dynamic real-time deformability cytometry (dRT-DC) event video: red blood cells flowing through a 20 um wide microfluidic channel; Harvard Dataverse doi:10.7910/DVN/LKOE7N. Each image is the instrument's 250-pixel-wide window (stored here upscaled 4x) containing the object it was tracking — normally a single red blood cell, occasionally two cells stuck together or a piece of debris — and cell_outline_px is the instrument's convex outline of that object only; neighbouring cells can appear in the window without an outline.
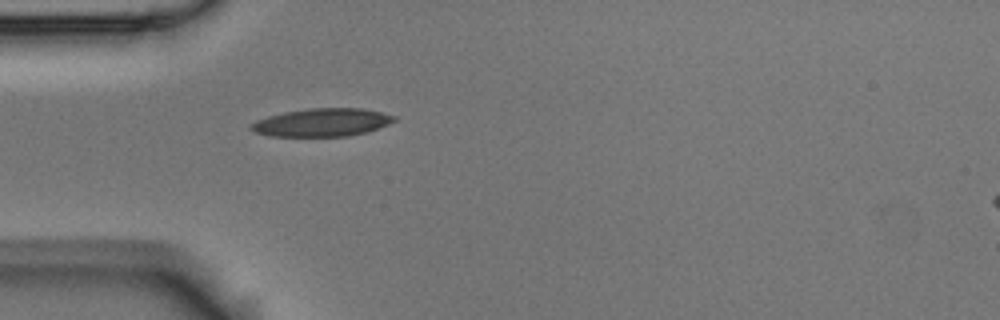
{"species": "Egyptian fruit bat (a non-hibernating species)", "species_latin": "Rousettus aegyptiacus", "temperature_condition": "room temperature", "stored_images_in_passage": 2, "camera_frame_rate_fps": 3000, "um_per_image_px": 0.085, "animal": {"sex": "male"}, "frame": {"image": 1, "passage_image": 2, "time_ms": 0.333, "image_size_px": [1000, 320], "cell_outline_px": [[396, 120], [388, 124], [364, 132], [348, 136], [268, 136], [252, 132], [248, 128], [256, 120], [268, 116], [284, 112], [308, 108], [360, 108], [380, 112], [396, 116]], "centroid_in_image_um": [27.31, 10.4], "position_along_channel_um": 57.7, "area_um2": 23.29}}